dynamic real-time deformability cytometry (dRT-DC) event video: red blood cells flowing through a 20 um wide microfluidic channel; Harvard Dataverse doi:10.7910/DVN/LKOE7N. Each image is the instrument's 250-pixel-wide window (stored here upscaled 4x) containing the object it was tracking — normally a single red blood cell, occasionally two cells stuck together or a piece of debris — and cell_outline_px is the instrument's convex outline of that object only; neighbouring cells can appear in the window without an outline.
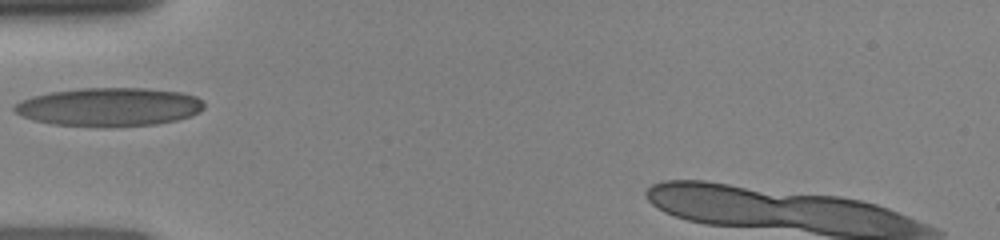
{"species": "human", "species_latin": "Homo sapiens", "temperature_condition": "room temperature", "stored_images_in_passage": 57, "camera_frame_rate_fps": 3000, "um_per_image_px": 0.085, "donor": {"sex": "female"}, "frame": {"image": 1, "passage_image": 1, "time_ms": 0.0, "image_size_px": [1000, 240], "cell_outline_px": [[204, 108], [200, 112], [192, 116], [176, 120], [156, 124], [108, 128], [100, 128], [52, 124], [32, 120], [20, 116], [12, 108], [20, 100], [32, 96], [52, 92], [80, 88], [144, 88], [180, 92], [196, 96], [204, 104]], "centroid_in_image_um": [9.26, 9.11], "position_along_channel_um": 75.7, "area_um2": 43.12}}
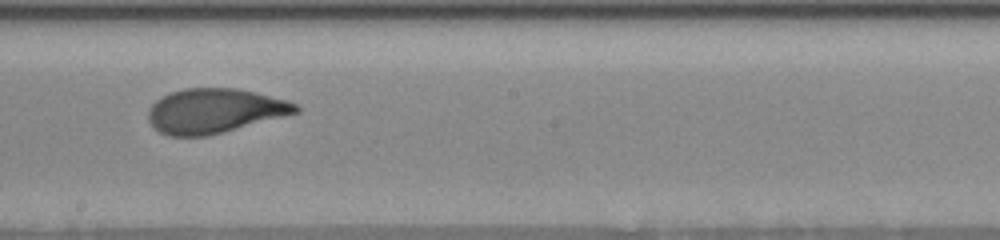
{"frame": {"image": 2, "passage_image": 23, "time_ms": 3.667, "image_size_px": [1000, 240], "cell_outline_px": [[300, 112], [204, 136], [168, 136], [160, 132], [148, 120], [148, 108], [156, 100], [168, 92], [184, 88], [240, 88], [288, 100], [296, 104], [300, 108]], "centroid_in_image_um": [18.22, 9.4], "position_along_channel_um": 230.0, "area_um2": 38.15}}
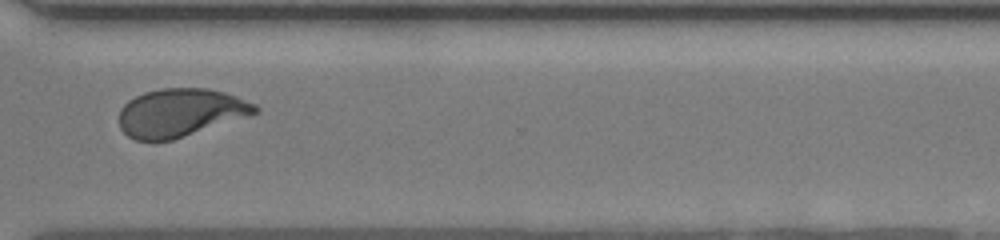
{"frame": {"image": 3, "passage_image": 43, "time_ms": 6.667, "image_size_px": [1000, 240], "cell_outline_px": [[260, 112], [172, 140], [136, 140], [128, 136], [120, 128], [120, 108], [128, 100], [144, 92], [160, 88], [208, 88], [224, 92], [236, 96], [256, 104], [260, 108]], "centroid_in_image_um": [15.34, 9.56], "position_along_channel_um": 355.3, "area_um2": 38.03}}